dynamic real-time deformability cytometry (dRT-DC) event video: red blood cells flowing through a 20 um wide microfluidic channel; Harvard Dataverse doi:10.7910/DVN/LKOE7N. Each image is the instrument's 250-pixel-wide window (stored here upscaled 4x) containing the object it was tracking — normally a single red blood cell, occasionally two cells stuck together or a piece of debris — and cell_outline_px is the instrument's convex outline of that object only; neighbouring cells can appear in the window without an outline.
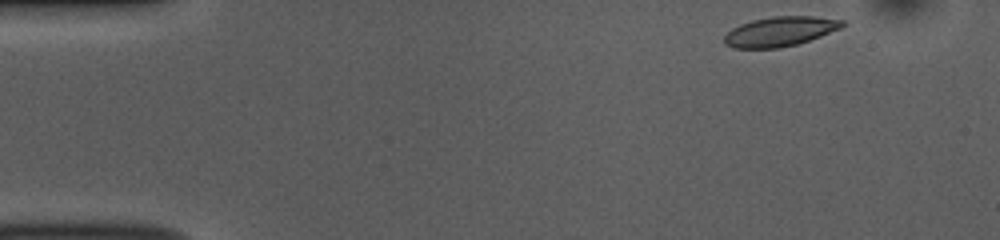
{"species": "common noctule bat (a hibernating species)", "species_latin": "Nyctalus noctula", "temperature_condition": "room temperature", "stored_images_in_passage": 47, "camera_frame_rate_fps": 3000, "um_per_image_px": 0.085, "animal": {"sex": "female", "body_mass_g": 10.0, "forearm_length_mm": 53.1}, "frame": {"image": 1, "passage_image": 1, "time_ms": 0.0, "image_size_px": [1000, 240], "cell_outline_px": [[844, 24], [840, 28], [820, 36], [796, 44], [780, 48], [732, 48], [724, 44], [724, 36], [732, 28], [740, 24], [752, 20], [772, 16], [812, 16], [844, 20]], "centroid_in_image_um": [66.26, 2.67], "position_along_channel_um": 18.7, "area_um2": 20.29}}
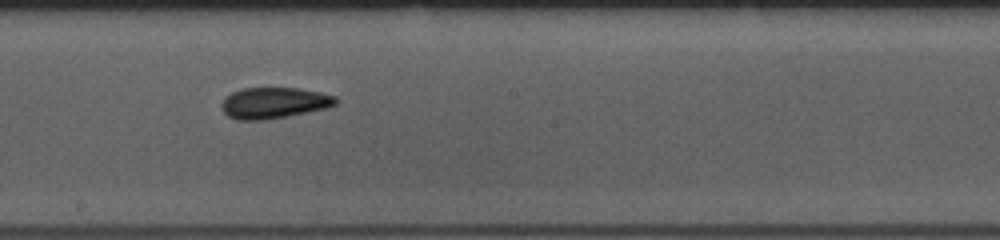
{"frame": {"image": 2, "passage_image": 24, "time_ms": 7.667, "image_size_px": [1000, 240], "cell_outline_px": [[336, 104], [328, 108], [288, 116], [264, 120], [236, 120], [228, 116], [224, 112], [220, 104], [224, 96], [232, 92], [244, 88], [296, 88], [320, 92], [336, 96]], "centroid_in_image_um": [23.26, 8.75], "position_along_channel_um": 224.9, "area_um2": 20.81}}
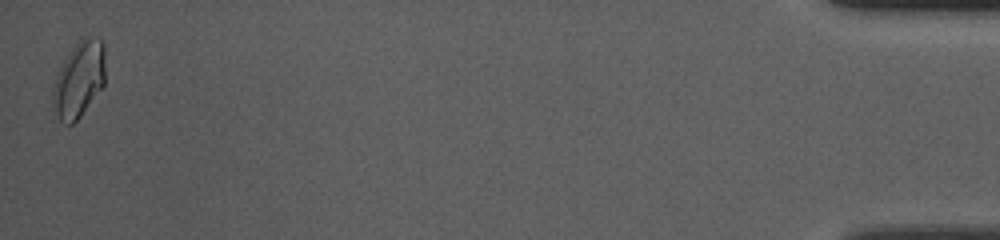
{"frame": {"image": 3, "passage_image": 47, "time_ms": 15.333, "image_size_px": [1000, 240], "cell_outline_px": [[104, 84], [80, 116], [72, 124], [64, 124], [60, 120], [52, 104], [52, 84], [64, 60], [72, 48], [88, 32], [104, 40]], "centroid_in_image_um": [6.72, 6.69], "position_along_channel_um": 428.5, "area_um2": 23.29}, "authors_computed_cell_mechanics": {"area_um2": 20.1722, "velocity_mm_per_s": 3.8454, "shape_relaxation_time_tau1_ms": 10.0356, "shape_relaxation_time_tau2_ms": 2.4395, "deformation_change_tau1": 0.2157, "deformation_change_tau2": 0.0617}}